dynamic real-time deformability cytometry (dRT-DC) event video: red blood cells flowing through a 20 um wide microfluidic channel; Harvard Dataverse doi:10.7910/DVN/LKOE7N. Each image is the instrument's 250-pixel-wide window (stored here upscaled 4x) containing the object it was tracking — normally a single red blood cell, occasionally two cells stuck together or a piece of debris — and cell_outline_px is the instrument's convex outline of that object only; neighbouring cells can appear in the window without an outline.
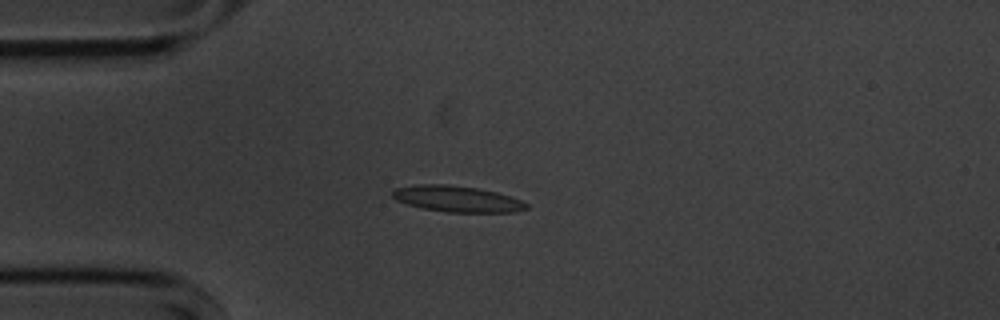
{"species": "common noctule bat (a hibernating species)", "species_latin": "Nyctalus noctula", "temperature_condition": "cold", "stored_images_in_passage": 43, "camera_frame_rate_fps": 3000, "um_per_image_px": 0.085, "animal": {"sex": "male", "body_mass_g": 20.1, "forearm_length_mm": 53.5}, "frame": {"image": 1, "passage_image": 2, "time_ms": 0.333, "image_size_px": [1000, 320], "cell_outline_px": [[528, 208], [516, 212], [448, 212], [424, 208], [408, 204], [396, 200], [392, 196], [392, 192], [396, 188], [420, 184], [448, 184], [476, 188], [496, 192], [512, 196], [528, 204]], "centroid_in_image_um": [38.88, 16.9], "position_along_channel_um": 46.1, "area_um2": 20.23}}
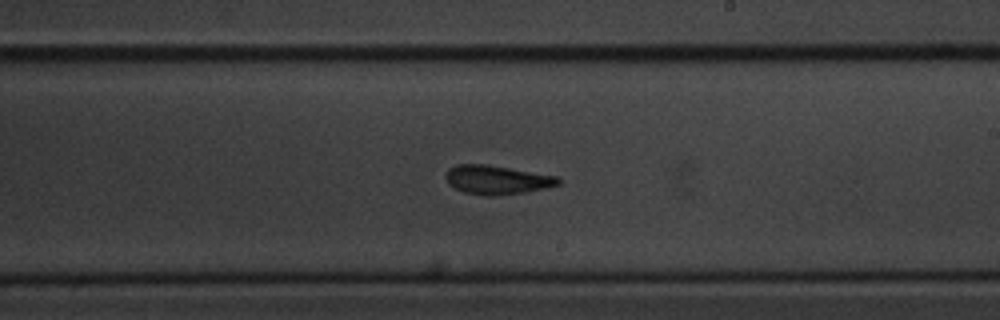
{"frame": {"image": 2, "passage_image": 20, "time_ms": 6.333, "image_size_px": [1000, 320], "cell_outline_px": [[560, 184], [544, 188], [524, 192], [492, 196], [484, 196], [464, 192], [448, 184], [444, 176], [448, 168], [456, 164], [484, 164], [556, 176], [560, 180]], "centroid_in_image_um": [42.17, 15.28], "position_along_channel_um": 246.8, "area_um2": 18.79}}
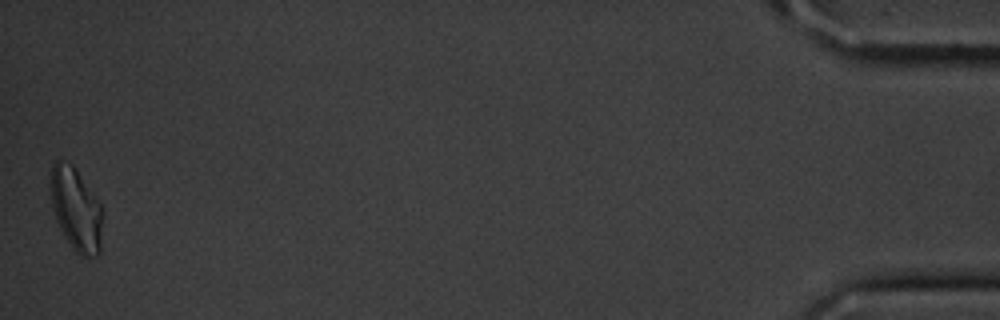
{"frame": {"image": 3, "passage_image": 43, "time_ms": 14.0, "image_size_px": [1000, 320], "cell_outline_px": [[100, 252], [96, 256], [80, 256], [72, 248], [64, 236], [56, 220], [52, 208], [48, 184], [52, 164], [56, 160], [60, 160], [72, 164], [100, 204]], "centroid_in_image_um": [6.39, 17.76], "position_along_channel_um": 428.8, "area_um2": 24.91}, "authors_computed_cell_mechanics": {"area_um2": 19.363, "velocity_mm_per_s": 3.5795, "shape_relaxation_time_tau1_ms": 3.1966, "shape_relaxation_time_tau2_ms": 2.1179, "deformation_change_tau1": 0.1194, "deformation_change_tau2": 0.0859}}